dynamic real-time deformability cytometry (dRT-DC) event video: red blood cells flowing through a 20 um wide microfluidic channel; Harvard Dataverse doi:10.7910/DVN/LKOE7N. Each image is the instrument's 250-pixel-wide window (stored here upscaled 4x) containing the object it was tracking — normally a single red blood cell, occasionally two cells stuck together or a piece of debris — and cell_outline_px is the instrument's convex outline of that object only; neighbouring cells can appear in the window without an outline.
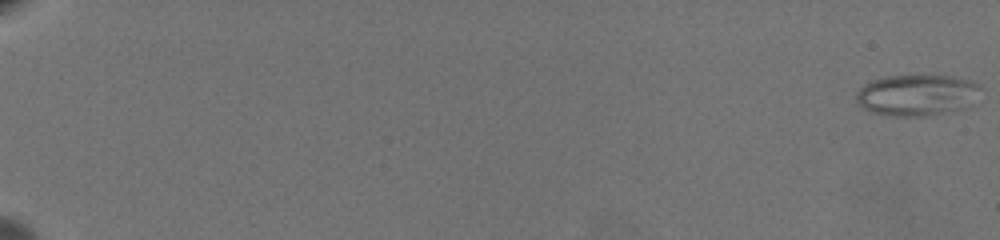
{"species": "common noctule bat (a hibernating species)", "species_latin": "Nyctalus noctula", "temperature_condition": "warm", "stored_images_in_passage": 65, "camera_frame_rate_fps": 3000, "um_per_image_px": 0.085, "animal": {"sex": "female", "body_mass_g": 19.5, "forearm_length_mm": 54.1}, "frame": {"image": 1, "passage_image": 1, "time_ms": 0.0, "image_size_px": [1000, 240], "cell_outline_px": [[976, 84], [960, 108], [944, 112], [924, 116], [888, 116], [872, 112], [864, 108], [860, 104], [856, 96], [860, 88], [864, 84], [872, 80], [888, 76], [952, 76], [968, 80]], "centroid_in_image_um": [77.71, 8.08], "position_along_channel_um": 7.3, "area_um2": 28.15}}
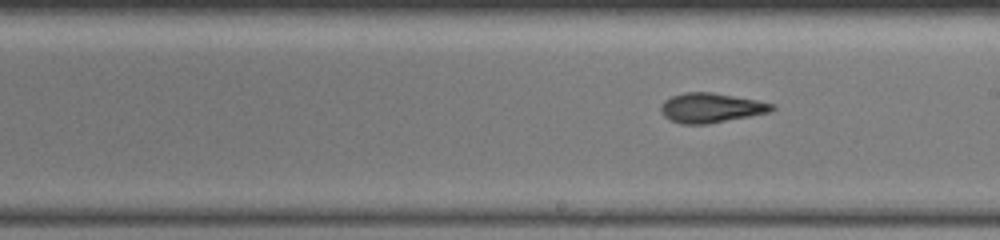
{"frame": {"image": 2, "passage_image": 41, "time_ms": 13.333, "image_size_px": [1000, 240], "cell_outline_px": [[776, 108], [768, 112], [708, 124], [680, 124], [664, 116], [660, 112], [660, 108], [664, 100], [672, 96], [684, 92], [712, 92], [756, 100], [772, 104]], "centroid_in_image_um": [60.38, 9.16], "position_along_channel_um": 228.6, "area_um2": 18.96}}
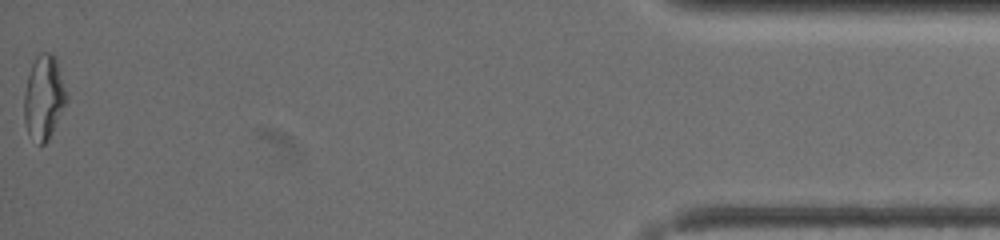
{"frame": {"image": 3, "passage_image": 65, "time_ms": 21.333, "image_size_px": [1000, 240], "cell_outline_px": [[68, 100], [48, 140], [44, 144], [40, 144], [28, 132], [24, 120], [24, 96], [28, 76], [32, 64], [36, 56], [40, 52], [48, 52], [56, 60], [68, 96]], "centroid_in_image_um": [3.73, 8.28], "position_along_channel_um": 431.5, "area_um2": 20.4}, "authors_computed_cell_mechanics": {"area_um2": 19.5364, "velocity_mm_per_s": 3.4902, "shape_relaxation_time_tau1_ms": 8.8011, "shape_relaxation_time_tau2_ms": 2.5989, "deformation_change_tau1": 0.2516, "deformation_change_tau2": 0.1139}}